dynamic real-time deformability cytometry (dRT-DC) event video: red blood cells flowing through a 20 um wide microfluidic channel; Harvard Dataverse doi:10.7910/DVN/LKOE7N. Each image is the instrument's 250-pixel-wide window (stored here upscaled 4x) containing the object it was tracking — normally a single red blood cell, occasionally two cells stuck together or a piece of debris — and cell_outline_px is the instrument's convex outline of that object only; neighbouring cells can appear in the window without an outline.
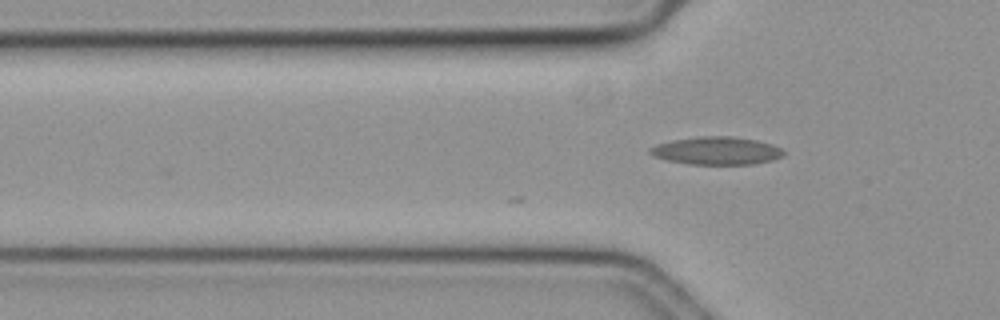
{"species": "common noctule bat (a hibernating species)", "species_latin": "Nyctalus noctula", "temperature_condition": "cold", "stored_images_in_passage": 6, "camera_frame_rate_fps": 3000, "um_per_image_px": 0.085, "animal": {"sex": "female", "body_mass_g": 19.3, "forearm_length_mm": 54.1}, "frame": {"image": 1, "passage_image": 6, "time_ms": 1.667, "image_size_px": [1000, 320], "cell_outline_px": [[784, 156], [772, 160], [752, 164], [688, 164], [668, 160], [656, 156], [648, 152], [648, 148], [656, 144], [672, 140], [696, 136], [732, 136], [756, 140], [772, 144], [780, 148], [784, 152]], "centroid_in_image_um": [60.9, 12.8], "position_along_channel_um": 64.9, "area_um2": 21.68}}